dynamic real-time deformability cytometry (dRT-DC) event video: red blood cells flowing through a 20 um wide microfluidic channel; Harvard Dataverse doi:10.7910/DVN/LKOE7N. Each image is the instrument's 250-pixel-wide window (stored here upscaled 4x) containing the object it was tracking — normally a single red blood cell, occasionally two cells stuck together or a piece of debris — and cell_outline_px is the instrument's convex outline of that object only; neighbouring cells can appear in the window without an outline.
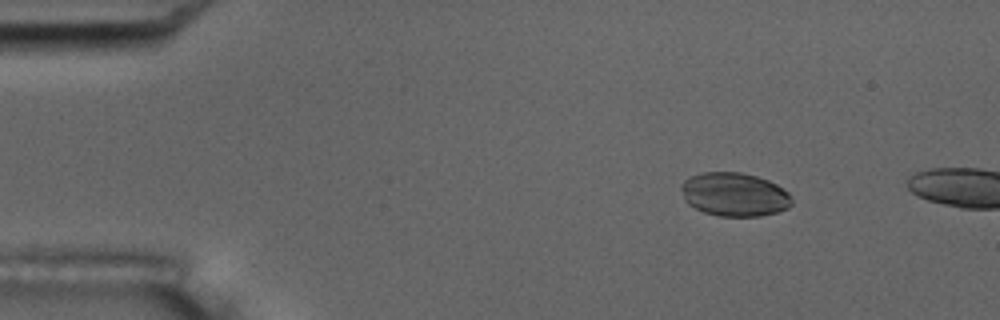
{"species": "common noctule bat (a hibernating species)", "species_latin": "Nyctalus noctula", "temperature_condition": "room temperature", "stored_images_in_passage": 3, "camera_frame_rate_fps": 3000, "um_per_image_px": 0.085, "animal": {"sex": "male", "body_mass_g": 17.5, "forearm_length_mm": 52.3}, "frame": {"image": 1, "passage_image": 2, "time_ms": 2.0, "image_size_px": [1000, 320], "cell_outline_px": [[792, 204], [788, 208], [776, 212], [760, 216], [720, 216], [704, 212], [688, 204], [684, 200], [680, 188], [680, 184], [684, 180], [700, 172], [740, 172], [756, 176], [768, 180], [776, 184], [788, 192], [792, 200]], "centroid_in_image_um": [62.4, 16.52], "position_along_channel_um": 22.6, "area_um2": 28.21}}